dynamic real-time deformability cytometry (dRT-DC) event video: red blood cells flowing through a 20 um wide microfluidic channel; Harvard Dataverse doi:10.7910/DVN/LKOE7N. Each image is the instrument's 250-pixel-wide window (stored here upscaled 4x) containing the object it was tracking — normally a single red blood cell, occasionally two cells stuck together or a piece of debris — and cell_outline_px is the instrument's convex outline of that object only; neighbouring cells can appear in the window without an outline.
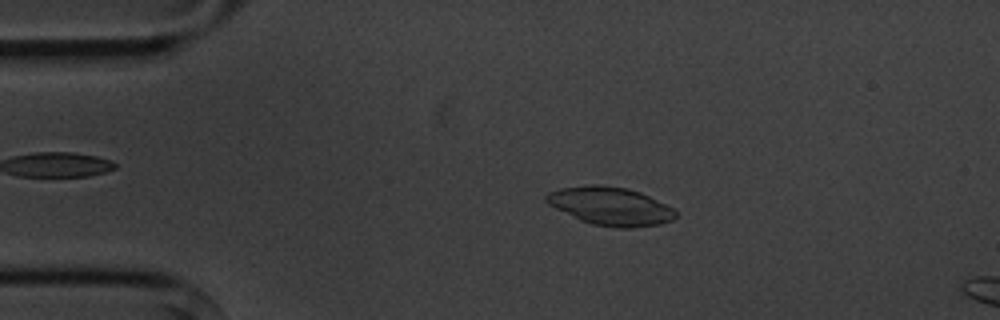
{"species": "common noctule bat (a hibernating species)", "species_latin": "Nyctalus noctula", "temperature_condition": "cold", "stored_images_in_passage": 3, "camera_frame_rate_fps": 3000, "um_per_image_px": 0.085, "animal": {"sex": "male", "body_mass_g": 20.1, "forearm_length_mm": 53.5}, "frame": {"image": 1, "passage_image": 2, "time_ms": 1.0, "image_size_px": [1000, 320], "cell_outline_px": [[676, 216], [672, 220], [660, 224], [632, 228], [616, 228], [592, 224], [580, 220], [548, 204], [544, 200], [544, 196], [548, 192], [560, 188], [588, 184], [596, 184], [628, 188], [640, 192], [672, 208], [676, 212]], "centroid_in_image_um": [51.85, 17.52], "position_along_channel_um": 33.1, "area_um2": 28.78}}